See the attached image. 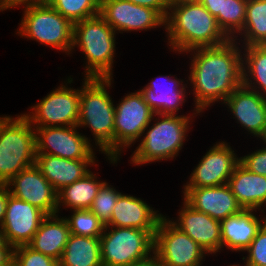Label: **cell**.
Listing matches in <instances>:
<instances>
[{
	"instance_id": "cell-45",
	"label": "cell",
	"mask_w": 266,
	"mask_h": 266,
	"mask_svg": "<svg viewBox=\"0 0 266 266\" xmlns=\"http://www.w3.org/2000/svg\"><path fill=\"white\" fill-rule=\"evenodd\" d=\"M3 0H0V11H2Z\"/></svg>"
},
{
	"instance_id": "cell-17",
	"label": "cell",
	"mask_w": 266,
	"mask_h": 266,
	"mask_svg": "<svg viewBox=\"0 0 266 266\" xmlns=\"http://www.w3.org/2000/svg\"><path fill=\"white\" fill-rule=\"evenodd\" d=\"M237 123L249 134L261 138L266 131V98L240 85L225 101Z\"/></svg>"
},
{
	"instance_id": "cell-11",
	"label": "cell",
	"mask_w": 266,
	"mask_h": 266,
	"mask_svg": "<svg viewBox=\"0 0 266 266\" xmlns=\"http://www.w3.org/2000/svg\"><path fill=\"white\" fill-rule=\"evenodd\" d=\"M117 105V106H116ZM115 105L114 118V158H121L123 149L141 139L144 129L152 124L155 112L145 102L138 90L124 96Z\"/></svg>"
},
{
	"instance_id": "cell-10",
	"label": "cell",
	"mask_w": 266,
	"mask_h": 266,
	"mask_svg": "<svg viewBox=\"0 0 266 266\" xmlns=\"http://www.w3.org/2000/svg\"><path fill=\"white\" fill-rule=\"evenodd\" d=\"M154 254L161 266H201L207 253L163 216L154 235Z\"/></svg>"
},
{
	"instance_id": "cell-25",
	"label": "cell",
	"mask_w": 266,
	"mask_h": 266,
	"mask_svg": "<svg viewBox=\"0 0 266 266\" xmlns=\"http://www.w3.org/2000/svg\"><path fill=\"white\" fill-rule=\"evenodd\" d=\"M47 215L28 244L32 249L60 260L68 241L70 230L65 217Z\"/></svg>"
},
{
	"instance_id": "cell-27",
	"label": "cell",
	"mask_w": 266,
	"mask_h": 266,
	"mask_svg": "<svg viewBox=\"0 0 266 266\" xmlns=\"http://www.w3.org/2000/svg\"><path fill=\"white\" fill-rule=\"evenodd\" d=\"M95 175L90 171L83 178L58 191L57 211L60 213L59 209L64 205L70 210L89 209L99 189L106 182L97 180Z\"/></svg>"
},
{
	"instance_id": "cell-24",
	"label": "cell",
	"mask_w": 266,
	"mask_h": 266,
	"mask_svg": "<svg viewBox=\"0 0 266 266\" xmlns=\"http://www.w3.org/2000/svg\"><path fill=\"white\" fill-rule=\"evenodd\" d=\"M227 184L242 209L265 212L261 206L266 205V176L252 173L239 163Z\"/></svg>"
},
{
	"instance_id": "cell-2",
	"label": "cell",
	"mask_w": 266,
	"mask_h": 266,
	"mask_svg": "<svg viewBox=\"0 0 266 266\" xmlns=\"http://www.w3.org/2000/svg\"><path fill=\"white\" fill-rule=\"evenodd\" d=\"M165 30L168 45L179 54L219 46L229 40L216 18L199 1L171 0Z\"/></svg>"
},
{
	"instance_id": "cell-41",
	"label": "cell",
	"mask_w": 266,
	"mask_h": 266,
	"mask_svg": "<svg viewBox=\"0 0 266 266\" xmlns=\"http://www.w3.org/2000/svg\"><path fill=\"white\" fill-rule=\"evenodd\" d=\"M13 247H0V266H13Z\"/></svg>"
},
{
	"instance_id": "cell-37",
	"label": "cell",
	"mask_w": 266,
	"mask_h": 266,
	"mask_svg": "<svg viewBox=\"0 0 266 266\" xmlns=\"http://www.w3.org/2000/svg\"><path fill=\"white\" fill-rule=\"evenodd\" d=\"M136 5L156 10L165 20L169 13L171 0H128Z\"/></svg>"
},
{
	"instance_id": "cell-21",
	"label": "cell",
	"mask_w": 266,
	"mask_h": 266,
	"mask_svg": "<svg viewBox=\"0 0 266 266\" xmlns=\"http://www.w3.org/2000/svg\"><path fill=\"white\" fill-rule=\"evenodd\" d=\"M170 76H159V82L156 78L152 79L150 83L139 90L143 94L145 102L155 114L177 115L176 112L178 113V110L186 101L187 84L183 83V79ZM162 78L165 80L164 83L160 82Z\"/></svg>"
},
{
	"instance_id": "cell-12",
	"label": "cell",
	"mask_w": 266,
	"mask_h": 266,
	"mask_svg": "<svg viewBox=\"0 0 266 266\" xmlns=\"http://www.w3.org/2000/svg\"><path fill=\"white\" fill-rule=\"evenodd\" d=\"M34 129L36 154H49L69 160L96 159L95 149H92L94 145L87 136L79 133L78 126L34 127Z\"/></svg>"
},
{
	"instance_id": "cell-18",
	"label": "cell",
	"mask_w": 266,
	"mask_h": 266,
	"mask_svg": "<svg viewBox=\"0 0 266 266\" xmlns=\"http://www.w3.org/2000/svg\"><path fill=\"white\" fill-rule=\"evenodd\" d=\"M183 201V207L178 212V219L171 220V222L198 243L207 255L222 251L220 221L195 210L184 199Z\"/></svg>"
},
{
	"instance_id": "cell-16",
	"label": "cell",
	"mask_w": 266,
	"mask_h": 266,
	"mask_svg": "<svg viewBox=\"0 0 266 266\" xmlns=\"http://www.w3.org/2000/svg\"><path fill=\"white\" fill-rule=\"evenodd\" d=\"M46 216L36 206L10 194L1 227L6 242L13 248L28 245Z\"/></svg>"
},
{
	"instance_id": "cell-40",
	"label": "cell",
	"mask_w": 266,
	"mask_h": 266,
	"mask_svg": "<svg viewBox=\"0 0 266 266\" xmlns=\"http://www.w3.org/2000/svg\"><path fill=\"white\" fill-rule=\"evenodd\" d=\"M199 2L214 16L222 13L223 0H199Z\"/></svg>"
},
{
	"instance_id": "cell-14",
	"label": "cell",
	"mask_w": 266,
	"mask_h": 266,
	"mask_svg": "<svg viewBox=\"0 0 266 266\" xmlns=\"http://www.w3.org/2000/svg\"><path fill=\"white\" fill-rule=\"evenodd\" d=\"M231 146L224 142H216L202 157L191 172L189 182L183 188H200L227 184L236 166L239 157Z\"/></svg>"
},
{
	"instance_id": "cell-29",
	"label": "cell",
	"mask_w": 266,
	"mask_h": 266,
	"mask_svg": "<svg viewBox=\"0 0 266 266\" xmlns=\"http://www.w3.org/2000/svg\"><path fill=\"white\" fill-rule=\"evenodd\" d=\"M233 39L243 41L245 45L242 44L241 47L266 45V0H247L243 29Z\"/></svg>"
},
{
	"instance_id": "cell-43",
	"label": "cell",
	"mask_w": 266,
	"mask_h": 266,
	"mask_svg": "<svg viewBox=\"0 0 266 266\" xmlns=\"http://www.w3.org/2000/svg\"><path fill=\"white\" fill-rule=\"evenodd\" d=\"M0 247H12L6 242L3 230L1 228H0Z\"/></svg>"
},
{
	"instance_id": "cell-32",
	"label": "cell",
	"mask_w": 266,
	"mask_h": 266,
	"mask_svg": "<svg viewBox=\"0 0 266 266\" xmlns=\"http://www.w3.org/2000/svg\"><path fill=\"white\" fill-rule=\"evenodd\" d=\"M71 211H73L72 215L65 218L71 234L101 237L105 226L90 209H73Z\"/></svg>"
},
{
	"instance_id": "cell-13",
	"label": "cell",
	"mask_w": 266,
	"mask_h": 266,
	"mask_svg": "<svg viewBox=\"0 0 266 266\" xmlns=\"http://www.w3.org/2000/svg\"><path fill=\"white\" fill-rule=\"evenodd\" d=\"M99 15L117 34L161 26L165 28V19L156 10L128 0H100Z\"/></svg>"
},
{
	"instance_id": "cell-7",
	"label": "cell",
	"mask_w": 266,
	"mask_h": 266,
	"mask_svg": "<svg viewBox=\"0 0 266 266\" xmlns=\"http://www.w3.org/2000/svg\"><path fill=\"white\" fill-rule=\"evenodd\" d=\"M17 29L19 36L35 40L70 55L73 46V24L51 5L23 8Z\"/></svg>"
},
{
	"instance_id": "cell-8",
	"label": "cell",
	"mask_w": 266,
	"mask_h": 266,
	"mask_svg": "<svg viewBox=\"0 0 266 266\" xmlns=\"http://www.w3.org/2000/svg\"><path fill=\"white\" fill-rule=\"evenodd\" d=\"M100 247L103 266H127L154 254V236L147 230L105 226Z\"/></svg>"
},
{
	"instance_id": "cell-31",
	"label": "cell",
	"mask_w": 266,
	"mask_h": 266,
	"mask_svg": "<svg viewBox=\"0 0 266 266\" xmlns=\"http://www.w3.org/2000/svg\"><path fill=\"white\" fill-rule=\"evenodd\" d=\"M72 24L99 15L100 0H52L50 4Z\"/></svg>"
},
{
	"instance_id": "cell-1",
	"label": "cell",
	"mask_w": 266,
	"mask_h": 266,
	"mask_svg": "<svg viewBox=\"0 0 266 266\" xmlns=\"http://www.w3.org/2000/svg\"><path fill=\"white\" fill-rule=\"evenodd\" d=\"M234 39L214 47L187 51L193 55L188 79L193 88L197 116L212 103L224 101L242 85V49ZM193 53V54H192ZM211 104V105H210Z\"/></svg>"
},
{
	"instance_id": "cell-9",
	"label": "cell",
	"mask_w": 266,
	"mask_h": 266,
	"mask_svg": "<svg viewBox=\"0 0 266 266\" xmlns=\"http://www.w3.org/2000/svg\"><path fill=\"white\" fill-rule=\"evenodd\" d=\"M70 76L61 86L51 91L31 112L23 113L33 127L77 126L80 112L81 88H69Z\"/></svg>"
},
{
	"instance_id": "cell-28",
	"label": "cell",
	"mask_w": 266,
	"mask_h": 266,
	"mask_svg": "<svg viewBox=\"0 0 266 266\" xmlns=\"http://www.w3.org/2000/svg\"><path fill=\"white\" fill-rule=\"evenodd\" d=\"M243 47L242 84L266 98V45Z\"/></svg>"
},
{
	"instance_id": "cell-42",
	"label": "cell",
	"mask_w": 266,
	"mask_h": 266,
	"mask_svg": "<svg viewBox=\"0 0 266 266\" xmlns=\"http://www.w3.org/2000/svg\"><path fill=\"white\" fill-rule=\"evenodd\" d=\"M127 266H161L155 254L142 261L131 263Z\"/></svg>"
},
{
	"instance_id": "cell-39",
	"label": "cell",
	"mask_w": 266,
	"mask_h": 266,
	"mask_svg": "<svg viewBox=\"0 0 266 266\" xmlns=\"http://www.w3.org/2000/svg\"><path fill=\"white\" fill-rule=\"evenodd\" d=\"M10 195L9 188L6 184H0V228L6 213V205L8 201V196Z\"/></svg>"
},
{
	"instance_id": "cell-19",
	"label": "cell",
	"mask_w": 266,
	"mask_h": 266,
	"mask_svg": "<svg viewBox=\"0 0 266 266\" xmlns=\"http://www.w3.org/2000/svg\"><path fill=\"white\" fill-rule=\"evenodd\" d=\"M183 194V199L195 210L203 212L220 222L243 210L228 184L184 188Z\"/></svg>"
},
{
	"instance_id": "cell-26",
	"label": "cell",
	"mask_w": 266,
	"mask_h": 266,
	"mask_svg": "<svg viewBox=\"0 0 266 266\" xmlns=\"http://www.w3.org/2000/svg\"><path fill=\"white\" fill-rule=\"evenodd\" d=\"M59 266H103L100 237L69 235Z\"/></svg>"
},
{
	"instance_id": "cell-36",
	"label": "cell",
	"mask_w": 266,
	"mask_h": 266,
	"mask_svg": "<svg viewBox=\"0 0 266 266\" xmlns=\"http://www.w3.org/2000/svg\"><path fill=\"white\" fill-rule=\"evenodd\" d=\"M239 163L252 173L266 176V146L239 157Z\"/></svg>"
},
{
	"instance_id": "cell-44",
	"label": "cell",
	"mask_w": 266,
	"mask_h": 266,
	"mask_svg": "<svg viewBox=\"0 0 266 266\" xmlns=\"http://www.w3.org/2000/svg\"><path fill=\"white\" fill-rule=\"evenodd\" d=\"M260 139H262L263 142H264L263 144L266 145V131H265L264 135Z\"/></svg>"
},
{
	"instance_id": "cell-34",
	"label": "cell",
	"mask_w": 266,
	"mask_h": 266,
	"mask_svg": "<svg viewBox=\"0 0 266 266\" xmlns=\"http://www.w3.org/2000/svg\"><path fill=\"white\" fill-rule=\"evenodd\" d=\"M13 266H59L58 260L32 249L29 245H21L13 250Z\"/></svg>"
},
{
	"instance_id": "cell-35",
	"label": "cell",
	"mask_w": 266,
	"mask_h": 266,
	"mask_svg": "<svg viewBox=\"0 0 266 266\" xmlns=\"http://www.w3.org/2000/svg\"><path fill=\"white\" fill-rule=\"evenodd\" d=\"M245 251L248 255L242 259L247 266H266V223Z\"/></svg>"
},
{
	"instance_id": "cell-33",
	"label": "cell",
	"mask_w": 266,
	"mask_h": 266,
	"mask_svg": "<svg viewBox=\"0 0 266 266\" xmlns=\"http://www.w3.org/2000/svg\"><path fill=\"white\" fill-rule=\"evenodd\" d=\"M121 193L105 182L99 189L98 195L94 198L89 209L104 226L110 222L116 201Z\"/></svg>"
},
{
	"instance_id": "cell-23",
	"label": "cell",
	"mask_w": 266,
	"mask_h": 266,
	"mask_svg": "<svg viewBox=\"0 0 266 266\" xmlns=\"http://www.w3.org/2000/svg\"><path fill=\"white\" fill-rule=\"evenodd\" d=\"M257 210L243 209L239 213L228 216L221 223L222 248L243 252L249 247L261 227L266 223V216L258 218Z\"/></svg>"
},
{
	"instance_id": "cell-6",
	"label": "cell",
	"mask_w": 266,
	"mask_h": 266,
	"mask_svg": "<svg viewBox=\"0 0 266 266\" xmlns=\"http://www.w3.org/2000/svg\"><path fill=\"white\" fill-rule=\"evenodd\" d=\"M35 129L23 115L0 119V184L35 164Z\"/></svg>"
},
{
	"instance_id": "cell-38",
	"label": "cell",
	"mask_w": 266,
	"mask_h": 266,
	"mask_svg": "<svg viewBox=\"0 0 266 266\" xmlns=\"http://www.w3.org/2000/svg\"><path fill=\"white\" fill-rule=\"evenodd\" d=\"M52 0H3L2 11L7 9L24 6L23 8L32 6H47L50 5Z\"/></svg>"
},
{
	"instance_id": "cell-46",
	"label": "cell",
	"mask_w": 266,
	"mask_h": 266,
	"mask_svg": "<svg viewBox=\"0 0 266 266\" xmlns=\"http://www.w3.org/2000/svg\"><path fill=\"white\" fill-rule=\"evenodd\" d=\"M177 1H199V0H177Z\"/></svg>"
},
{
	"instance_id": "cell-4",
	"label": "cell",
	"mask_w": 266,
	"mask_h": 266,
	"mask_svg": "<svg viewBox=\"0 0 266 266\" xmlns=\"http://www.w3.org/2000/svg\"><path fill=\"white\" fill-rule=\"evenodd\" d=\"M115 36L114 29L100 15L73 24L72 50L79 47L85 55V78H113Z\"/></svg>"
},
{
	"instance_id": "cell-30",
	"label": "cell",
	"mask_w": 266,
	"mask_h": 266,
	"mask_svg": "<svg viewBox=\"0 0 266 266\" xmlns=\"http://www.w3.org/2000/svg\"><path fill=\"white\" fill-rule=\"evenodd\" d=\"M247 0H223L222 13L215 18L219 28L233 39L244 26Z\"/></svg>"
},
{
	"instance_id": "cell-5",
	"label": "cell",
	"mask_w": 266,
	"mask_h": 266,
	"mask_svg": "<svg viewBox=\"0 0 266 266\" xmlns=\"http://www.w3.org/2000/svg\"><path fill=\"white\" fill-rule=\"evenodd\" d=\"M155 116H158V119L153 118L152 120L156 122L144 129L142 133L144 136L133 152L130 163L138 166L155 161H168L178 156L185 144L184 140H187L186 134L193 118L191 115L155 114Z\"/></svg>"
},
{
	"instance_id": "cell-3",
	"label": "cell",
	"mask_w": 266,
	"mask_h": 266,
	"mask_svg": "<svg viewBox=\"0 0 266 266\" xmlns=\"http://www.w3.org/2000/svg\"><path fill=\"white\" fill-rule=\"evenodd\" d=\"M83 80L77 126L90 128L99 151L107 156L109 162L115 164L120 160L114 158L115 105L107 91L112 87L113 78H83Z\"/></svg>"
},
{
	"instance_id": "cell-47",
	"label": "cell",
	"mask_w": 266,
	"mask_h": 266,
	"mask_svg": "<svg viewBox=\"0 0 266 266\" xmlns=\"http://www.w3.org/2000/svg\"><path fill=\"white\" fill-rule=\"evenodd\" d=\"M230 266H240L239 264H233V265H230ZM244 266H247L246 263L244 264Z\"/></svg>"
},
{
	"instance_id": "cell-20",
	"label": "cell",
	"mask_w": 266,
	"mask_h": 266,
	"mask_svg": "<svg viewBox=\"0 0 266 266\" xmlns=\"http://www.w3.org/2000/svg\"><path fill=\"white\" fill-rule=\"evenodd\" d=\"M154 210L146 201L135 196L120 194L109 227H128L149 231L153 236L161 218L164 216Z\"/></svg>"
},
{
	"instance_id": "cell-15",
	"label": "cell",
	"mask_w": 266,
	"mask_h": 266,
	"mask_svg": "<svg viewBox=\"0 0 266 266\" xmlns=\"http://www.w3.org/2000/svg\"><path fill=\"white\" fill-rule=\"evenodd\" d=\"M6 185L13 197L36 206L46 215L58 214V191L35 164L15 175Z\"/></svg>"
},
{
	"instance_id": "cell-22",
	"label": "cell",
	"mask_w": 266,
	"mask_h": 266,
	"mask_svg": "<svg viewBox=\"0 0 266 266\" xmlns=\"http://www.w3.org/2000/svg\"><path fill=\"white\" fill-rule=\"evenodd\" d=\"M95 159L69 160L49 154H36L35 165L43 177L57 190L83 178L95 165Z\"/></svg>"
}]
</instances>
